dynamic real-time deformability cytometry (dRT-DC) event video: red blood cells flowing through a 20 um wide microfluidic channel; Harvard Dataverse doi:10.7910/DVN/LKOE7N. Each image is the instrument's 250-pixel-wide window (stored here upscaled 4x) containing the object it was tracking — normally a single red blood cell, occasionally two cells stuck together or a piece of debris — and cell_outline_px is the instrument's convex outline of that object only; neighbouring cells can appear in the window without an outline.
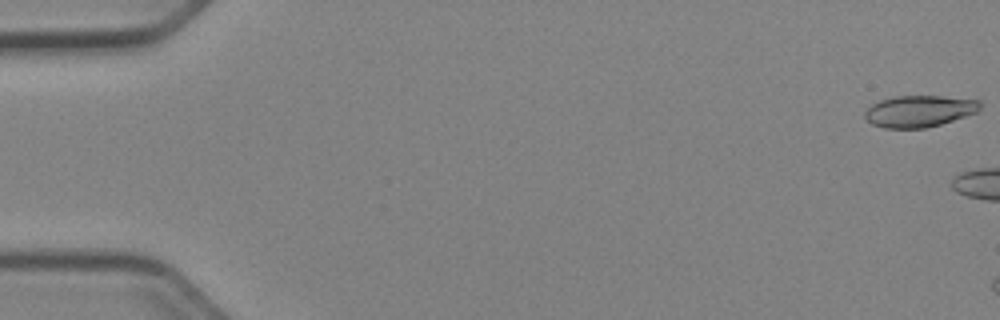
{"species": "Egyptian fruit bat (a non-hibernating species)", "species_latin": "Rousettus aegyptiacus", "temperature_condition": "cold", "stored_images_in_passage": 5, "camera_frame_rate_fps": 3000, "um_per_image_px": 0.085, "animal": {"sex": "female"}, "frame": {"image": 1, "passage_image": 1, "time_ms": 0.0, "image_size_px": [1000, 320], "cell_outline_px": [[980, 108], [976, 112], [940, 124], [924, 128], [884, 128], [872, 124], [864, 116], [864, 112], [872, 104], [880, 100], [896, 96], [940, 96], [980, 100]], "centroid_in_image_um": [78.11, 9.44], "position_along_channel_um": 6.9, "area_um2": 20.98}}